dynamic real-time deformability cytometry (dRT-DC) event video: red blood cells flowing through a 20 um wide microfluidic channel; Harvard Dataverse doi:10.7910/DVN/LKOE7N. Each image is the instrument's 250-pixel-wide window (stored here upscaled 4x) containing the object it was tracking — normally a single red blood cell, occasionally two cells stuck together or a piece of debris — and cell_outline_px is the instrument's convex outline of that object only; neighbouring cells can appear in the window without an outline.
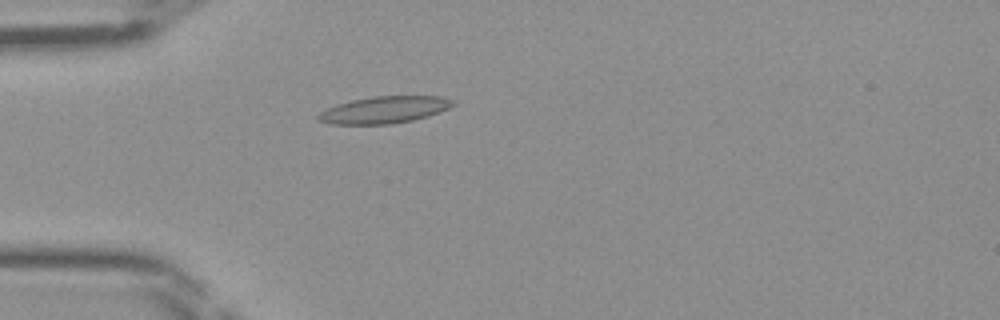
{"species": "Egyptian fruit bat (a non-hibernating species)", "species_latin": "Rousettus aegyptiacus", "temperature_condition": "room temperature", "stored_images_in_passage": 47, "camera_frame_rate_fps": 3000, "um_per_image_px": 0.085, "frame": {"image": 1, "passage_image": 14, "time_ms": 4.333, "image_size_px": [1000, 320], "cell_outline_px": [[456, 104], [440, 112], [428, 116], [412, 120], [392, 124], [328, 124], [316, 120], [316, 116], [320, 112], [336, 104], [352, 100], [372, 96], [440, 96], [456, 100]], "centroid_in_image_um": [32.66, 9.33], "position_along_channel_um": 52.3, "area_um2": 21.33}}
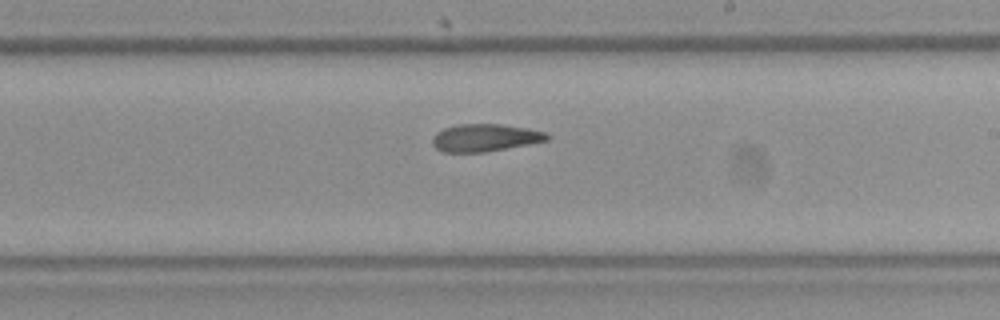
{"frame": {"image": 2, "passage_image": 28, "time_ms": 9.0, "image_size_px": [1000, 320], "cell_outline_px": [[552, 136], [548, 140], [488, 152], [440, 152], [432, 144], [432, 136], [436, 132], [444, 128], [456, 124], [504, 124], [528, 128], [544, 132]], "centroid_in_image_um": [41.21, 11.7], "position_along_channel_um": 247.8, "area_um2": 18.61}}
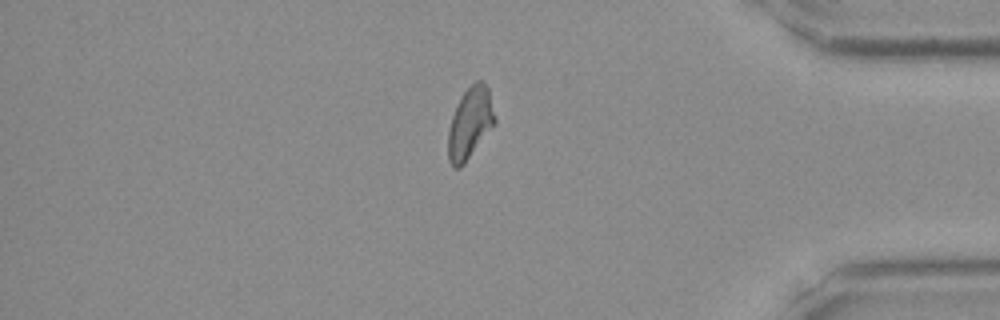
{"frame": {"image": 3, "passage_image": 40, "time_ms": 13.0, "image_size_px": [1000, 320], "cell_outline_px": [[496, 124], [464, 164], [460, 168], [452, 168], [448, 160], [448, 132], [452, 116], [460, 96], [476, 80], [484, 80], [488, 88], [496, 120]], "centroid_in_image_um": [39.96, 10.48], "position_along_channel_um": 395.2, "area_um2": 19.59}}